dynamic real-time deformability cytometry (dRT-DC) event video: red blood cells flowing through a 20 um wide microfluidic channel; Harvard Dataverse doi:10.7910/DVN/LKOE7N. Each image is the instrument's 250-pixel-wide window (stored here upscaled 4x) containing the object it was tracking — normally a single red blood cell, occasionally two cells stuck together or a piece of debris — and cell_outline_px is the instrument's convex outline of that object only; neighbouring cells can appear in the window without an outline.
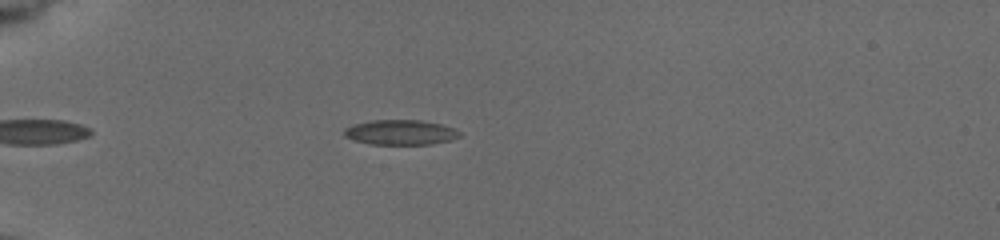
{"species": "common noctule bat (a hibernating species)", "species_latin": "Nyctalus noctula", "temperature_condition": "cold", "stored_images_in_passage": 16, "camera_frame_rate_fps": 3000, "um_per_image_px": 0.085, "animal": {"sex": "female", "body_mass_g": 19.5, "forearm_length_mm": 54.1}, "frame": {"image": 1, "passage_image": 10, "time_ms": 3.333, "image_size_px": [1000, 240], "cell_outline_px": [[460, 136], [452, 140], [428, 144], [372, 144], [352, 140], [344, 136], [344, 128], [352, 124], [372, 120], [420, 120], [440, 124], [452, 128], [460, 132]], "centroid_in_image_um": [34.0, 11.25], "position_along_channel_um": 51.0, "area_um2": 16.76}}
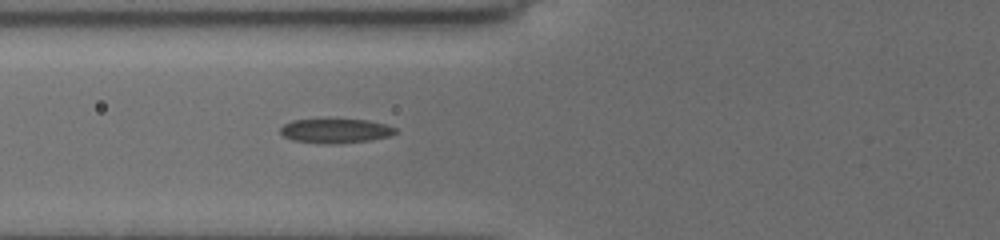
{"frame": {"image": 2, "passage_image": 16, "time_ms": 5.333, "image_size_px": [1000, 240], "cell_outline_px": [[396, 132], [388, 136], [368, 140], [336, 144], [320, 144], [292, 140], [284, 136], [280, 132], [280, 128], [284, 124], [292, 120], [368, 120], [384, 124], [396, 128]], "centroid_in_image_um": [28.47, 11.13], "position_along_channel_um": 97.3, "area_um2": 16.13}}